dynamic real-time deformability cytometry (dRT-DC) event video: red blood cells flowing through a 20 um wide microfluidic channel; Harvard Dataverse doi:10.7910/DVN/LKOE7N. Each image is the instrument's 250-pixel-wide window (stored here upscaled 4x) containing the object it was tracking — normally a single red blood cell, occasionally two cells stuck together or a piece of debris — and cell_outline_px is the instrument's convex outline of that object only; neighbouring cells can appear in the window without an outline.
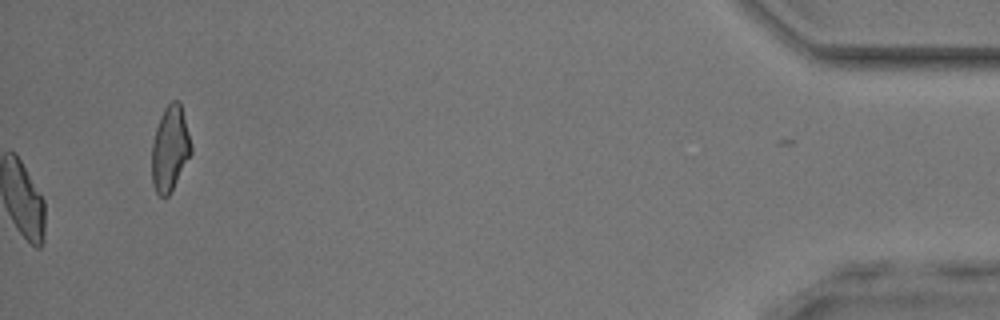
{"species": "common noctule bat (a hibernating species)", "species_latin": "Nyctalus noctula", "temperature_condition": "room temperature", "stored_images_in_passage": 51, "camera_frame_rate_fps": 3000, "um_per_image_px": 0.085, "animal": {"sex": "male", "body_mass_g": 17.9, "forearm_length_mm": 54.2}, "frame": {"image": 1, "passage_image": 51, "time_ms": 16.667, "image_size_px": [1000, 320], "cell_outline_px": [[192, 152], [168, 196], [160, 196], [156, 192], [152, 184], [152, 144], [156, 128], [160, 116], [164, 108], [172, 100], [180, 100], [192, 144]], "centroid_in_image_um": [14.45, 12.59], "position_along_channel_um": 420.7, "area_um2": 19.48}, "authors_computed_cell_mechanics": {"area_um2": 21.4438, "velocity_mm_per_s": 4.1547, "shape_relaxation_time_tau1_ms": null, "shape_relaxation_time_tau2_ms": 1.1856, "deformation_change_tau1": null, "deformation_change_tau2": 0.078}}